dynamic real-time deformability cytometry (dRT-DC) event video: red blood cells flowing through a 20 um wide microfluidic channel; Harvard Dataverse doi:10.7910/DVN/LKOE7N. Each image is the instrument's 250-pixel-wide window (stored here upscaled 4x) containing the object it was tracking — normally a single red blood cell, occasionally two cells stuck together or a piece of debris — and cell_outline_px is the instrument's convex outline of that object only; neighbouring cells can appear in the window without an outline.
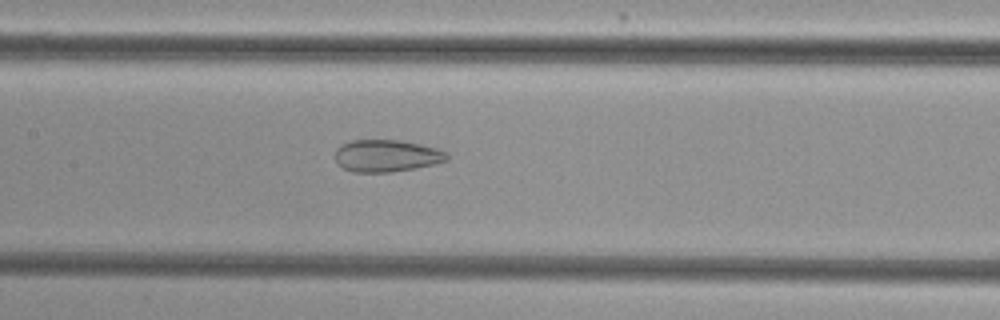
{"species": "common noctule bat (a hibernating species)", "species_latin": "Nyctalus noctula", "temperature_condition": "cold", "stored_images_in_passage": 40, "camera_frame_rate_fps": 3000, "um_per_image_px": 0.085, "animal": {"sex": "female", "body_mass_g": 29.2, "forearm_length_mm": 56.3}, "frame": {"image": 1, "passage_image": 13, "time_ms": 4.0, "image_size_px": [1000, 320], "cell_outline_px": [[448, 160], [416, 168], [392, 172], [352, 172], [336, 164], [336, 148], [340, 144], [352, 140], [400, 140], [420, 144], [436, 148], [448, 152]], "centroid_in_image_um": [32.84, 13.24], "position_along_channel_um": 174.6, "area_um2": 21.04}}
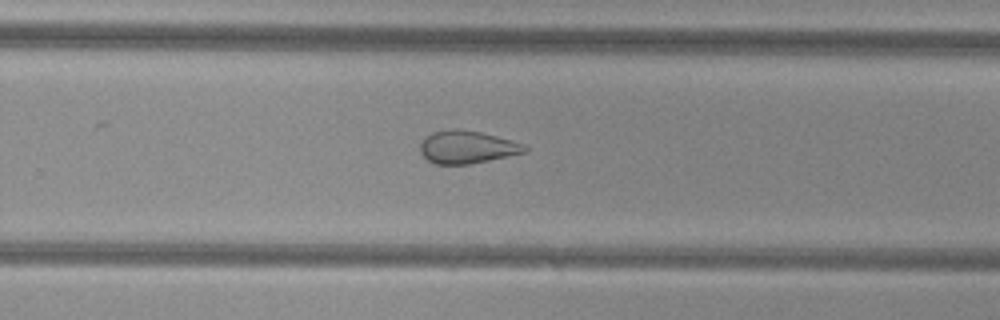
{"frame": {"image": 2, "passage_image": 22, "time_ms": 7.0, "image_size_px": [1000, 320], "cell_outline_px": [[528, 148], [524, 152], [488, 160], [468, 164], [436, 164], [428, 160], [420, 152], [420, 144], [424, 136], [432, 132], [452, 128], [480, 132], [512, 140], [524, 144]], "centroid_in_image_um": [39.65, 12.49], "position_along_channel_um": 290.1, "area_um2": 19.77}}
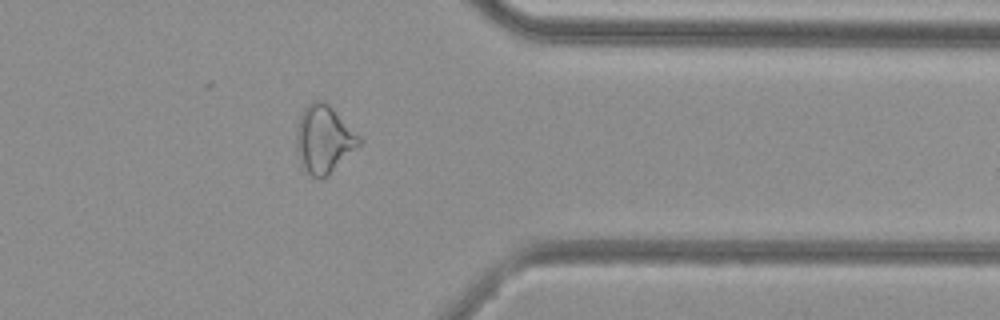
{"frame": {"image": 3, "passage_image": 30, "time_ms": 9.667, "image_size_px": [1000, 320], "cell_outline_px": [[360, 144], [328, 176], [320, 180], [312, 176], [300, 168], [296, 152], [296, 124], [304, 108], [312, 100], [324, 100], [360, 136]], "centroid_in_image_um": [27.47, 11.86], "position_along_channel_um": 383.9, "area_um2": 25.03}, "authors_computed_cell_mechanics": {"area_um2": 23.0333, "velocity_mm_per_s": 3.859, "shape_relaxation_time_tau1_ms": null, "shape_relaxation_time_tau2_ms": 1.9898, "deformation_change_tau1": null, "deformation_change_tau2": 0.0987}}